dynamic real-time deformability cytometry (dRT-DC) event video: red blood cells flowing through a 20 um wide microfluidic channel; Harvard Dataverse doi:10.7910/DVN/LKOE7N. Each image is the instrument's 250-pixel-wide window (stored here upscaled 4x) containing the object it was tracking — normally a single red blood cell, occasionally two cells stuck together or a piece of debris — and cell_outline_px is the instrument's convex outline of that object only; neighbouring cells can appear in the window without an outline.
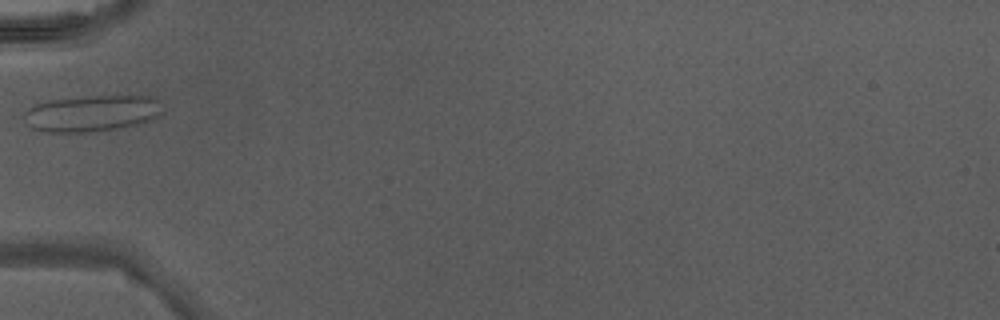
{"species": "Egyptian fruit bat (a non-hibernating species)", "species_latin": "Rousettus aegyptiacus", "temperature_condition": "warm", "stored_images_in_passage": 17, "camera_frame_rate_fps": 3000, "um_per_image_px": 0.085, "animal": {"sex": "male"}, "frame": {"image": 1, "passage_image": 1, "time_ms": 0.0, "image_size_px": [1000, 320], "cell_outline_px": [[160, 112], [156, 120], [144, 124], [92, 132], [44, 132], [32, 128], [24, 120], [24, 112], [28, 108], [36, 104], [52, 100], [96, 96], [148, 96], [156, 100]], "centroid_in_image_um": [7.8, 9.66], "position_along_channel_um": 77.2, "area_um2": 29.19}}
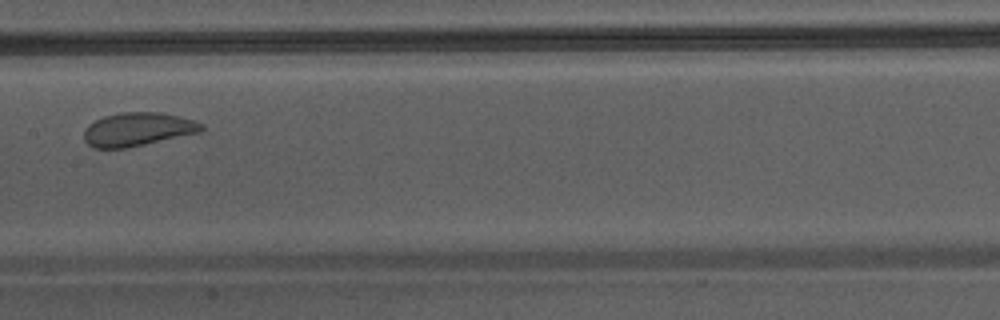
{"frame": {"image": 2, "passage_image": 9, "time_ms": 2.667, "image_size_px": [1000, 320], "cell_outline_px": [[204, 128], [200, 132], [128, 148], [92, 148], [84, 140], [84, 128], [88, 124], [104, 116], [124, 112], [164, 112], [196, 120], [204, 124]], "centroid_in_image_um": [11.72, 10.99], "position_along_channel_um": 195.7, "area_um2": 23.18}}
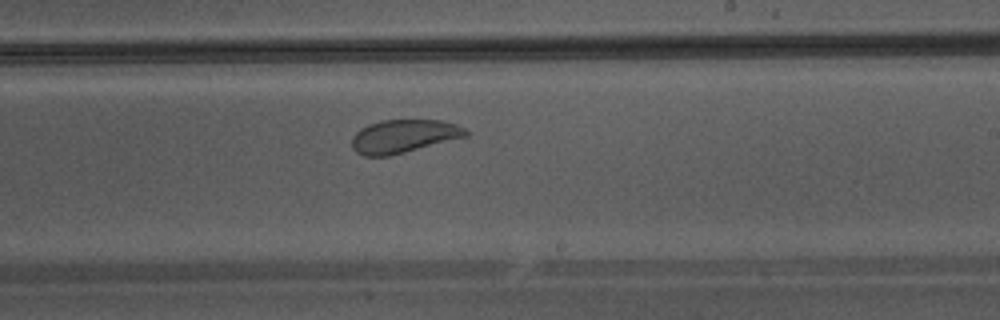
{"frame": {"image": 3, "passage_image": 13, "time_ms": 4.0, "image_size_px": [1000, 320], "cell_outline_px": [[468, 136], [388, 156], [364, 156], [356, 152], [352, 148], [352, 136], [360, 128], [368, 124], [380, 120], [440, 120], [456, 124], [464, 128], [468, 132]], "centroid_in_image_um": [34.28, 11.57], "position_along_channel_um": 254.7, "area_um2": 22.02}}